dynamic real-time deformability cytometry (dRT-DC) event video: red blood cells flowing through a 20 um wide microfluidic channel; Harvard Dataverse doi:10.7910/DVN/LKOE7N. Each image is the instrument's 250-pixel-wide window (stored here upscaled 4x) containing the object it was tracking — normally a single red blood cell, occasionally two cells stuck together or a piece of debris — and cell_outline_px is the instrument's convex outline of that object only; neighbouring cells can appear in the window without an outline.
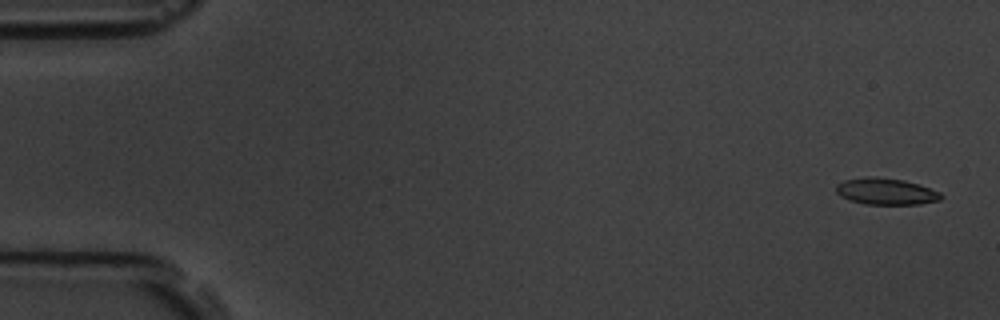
{"species": "common noctule bat (a hibernating species)", "species_latin": "Nyctalus noctula", "temperature_condition": "room temperature", "stored_images_in_passage": 15, "camera_frame_rate_fps": 3000, "um_per_image_px": 0.085, "animal": {"sex": "male", "body_mass_g": 19.5, "forearm_length_mm": 54.6}, "frame": {"image": 1, "passage_image": 1, "time_ms": 0.0, "image_size_px": [1000, 320], "cell_outline_px": [[944, 196], [940, 200], [920, 204], [864, 204], [848, 200], [840, 196], [836, 192], [836, 184], [844, 180], [864, 176], [876, 176], [904, 180], [920, 184], [940, 192]], "centroid_in_image_um": [75.29, 16.26], "position_along_channel_um": 9.7, "area_um2": 16.53}}
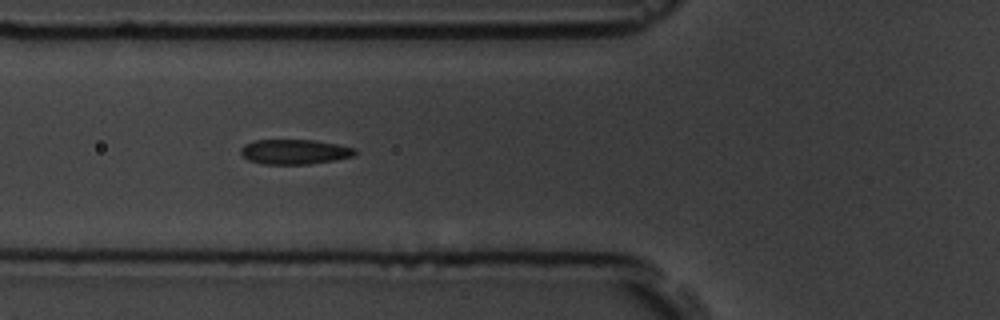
{"frame": {"image": 2, "passage_image": 6, "time_ms": 6.333, "image_size_px": [1000, 320], "cell_outline_px": [[356, 152], [352, 156], [336, 160], [308, 164], [260, 164], [248, 160], [240, 152], [240, 148], [244, 144], [256, 140], [312, 140], [336, 144], [356, 148]], "centroid_in_image_um": [25.01, 12.9], "position_along_channel_um": 100.8, "area_um2": 16.53}}
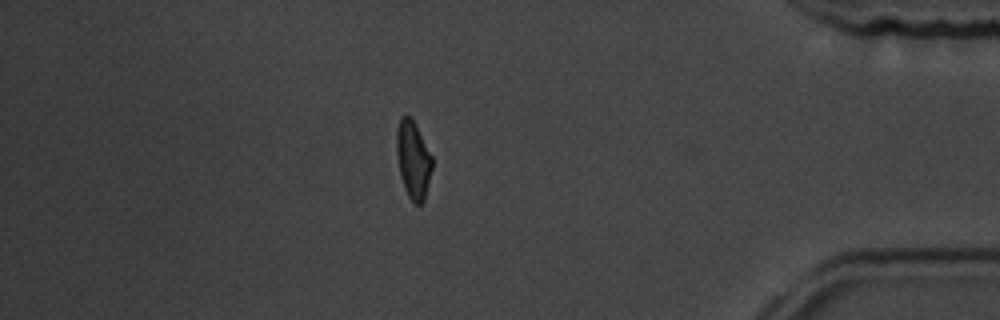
{"frame": {"image": 3, "passage_image": 14, "time_ms": 15.667, "image_size_px": [1000, 320], "cell_outline_px": [[432, 168], [424, 200], [420, 204], [416, 204], [408, 196], [404, 188], [400, 176], [396, 152], [396, 132], [400, 116], [412, 116], [432, 156]], "centroid_in_image_um": [35.1, 13.54], "position_along_channel_um": 400.1, "area_um2": 16.18}, "authors_computed_cell_mechanics": {"area_um2": 16.5308, "velocity_mm_per_s": 3.6201, "shape_relaxation_time_tau1_ms": 4.2236, "shape_relaxation_time_tau2_ms": 1.3625, "deformation_change_tau1": 0.1311, "deformation_change_tau2": 0.0556}}